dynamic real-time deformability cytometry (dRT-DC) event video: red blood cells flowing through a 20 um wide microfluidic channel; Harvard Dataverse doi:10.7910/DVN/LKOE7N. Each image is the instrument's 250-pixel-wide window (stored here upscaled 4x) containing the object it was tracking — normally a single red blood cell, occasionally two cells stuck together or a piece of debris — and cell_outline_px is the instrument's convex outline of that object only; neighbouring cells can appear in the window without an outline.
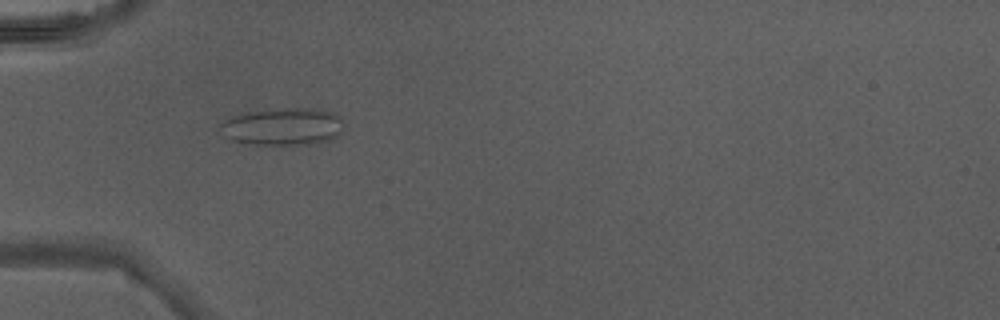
{"species": "Egyptian fruit bat (a non-hibernating species)", "species_latin": "Rousettus aegyptiacus", "temperature_condition": "warm", "stored_images_in_passage": 47, "camera_frame_rate_fps": 3000, "um_per_image_px": 0.085, "animal": {"sex": "male"}, "frame": {"image": 1, "passage_image": 15, "time_ms": 4.667, "image_size_px": [1000, 320], "cell_outline_px": [[344, 132], [340, 136], [332, 140], [312, 144], [256, 144], [232, 140], [228, 136], [220, 124], [232, 116], [240, 112], [280, 108], [312, 108], [332, 112], [340, 116], [344, 124]], "centroid_in_image_um": [24.16, 10.74], "position_along_channel_um": 60.8, "area_um2": 27.05}}
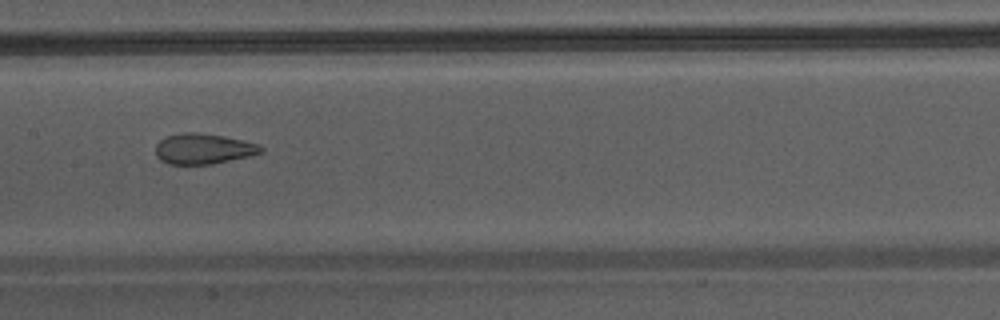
{"frame": {"image": 2, "passage_image": 24, "time_ms": 7.667, "image_size_px": [1000, 320], "cell_outline_px": [[264, 152], [248, 156], [212, 164], [168, 164], [160, 160], [156, 156], [156, 144], [160, 140], [168, 136], [184, 132], [192, 132], [224, 136], [244, 140], [260, 144], [264, 148]], "centroid_in_image_um": [17.3, 12.65], "position_along_channel_um": 190.1, "area_um2": 18.73}}
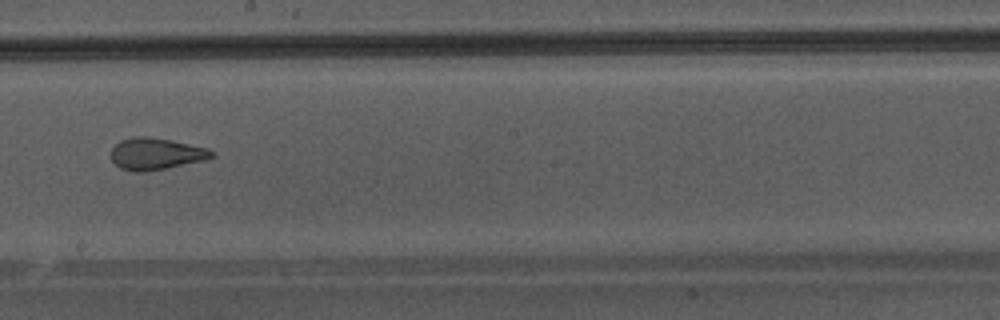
{"frame": {"image": 3, "passage_image": 27, "time_ms": 8.667, "image_size_px": [1000, 320], "cell_outline_px": [[216, 156], [204, 160], [168, 168], [144, 172], [136, 172], [120, 168], [108, 156], [112, 148], [120, 140], [132, 136], [148, 136], [172, 140], [208, 148], [216, 152]], "centroid_in_image_um": [13.25, 13.07], "position_along_channel_um": 235.0, "area_um2": 19.02}}